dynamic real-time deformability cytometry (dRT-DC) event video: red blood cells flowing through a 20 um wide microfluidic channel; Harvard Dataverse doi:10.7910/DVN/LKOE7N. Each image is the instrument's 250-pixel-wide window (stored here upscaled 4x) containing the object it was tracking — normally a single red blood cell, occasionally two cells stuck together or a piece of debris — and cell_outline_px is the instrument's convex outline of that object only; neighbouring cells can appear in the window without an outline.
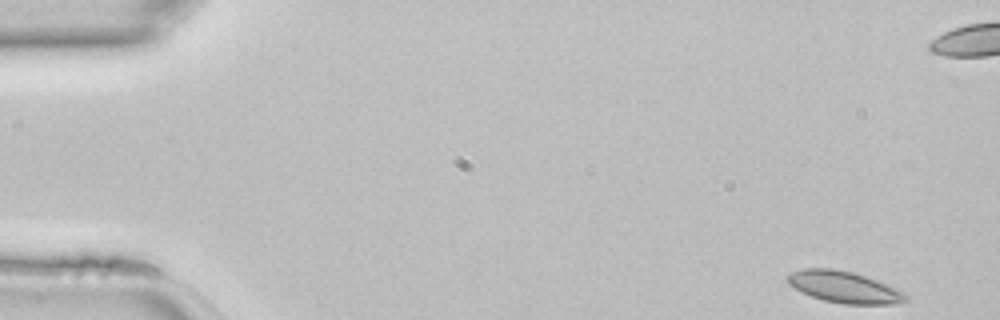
{"species": "common noctule bat (a hibernating species)", "species_latin": "Nyctalus noctula", "temperature_condition": "room temperature", "stored_images_in_passage": 13, "camera_frame_rate_fps": 3000, "um_per_image_px": 0.085, "animal": {"sex": "female", "body_mass_g": 22.7, "forearm_length_mm": 54.2}, "frame": {"image": 1, "passage_image": 1, "time_ms": 0.0, "image_size_px": [1000, 320], "cell_outline_px": [[908, 300], [896, 304], [844, 304], [824, 300], [812, 296], [788, 284], [784, 280], [792, 272], [804, 268], [832, 268], [852, 272], [876, 280], [896, 288], [904, 292], [908, 296]], "centroid_in_image_um": [71.76, 24.4], "position_along_channel_um": 13.2, "area_um2": 21.56}}